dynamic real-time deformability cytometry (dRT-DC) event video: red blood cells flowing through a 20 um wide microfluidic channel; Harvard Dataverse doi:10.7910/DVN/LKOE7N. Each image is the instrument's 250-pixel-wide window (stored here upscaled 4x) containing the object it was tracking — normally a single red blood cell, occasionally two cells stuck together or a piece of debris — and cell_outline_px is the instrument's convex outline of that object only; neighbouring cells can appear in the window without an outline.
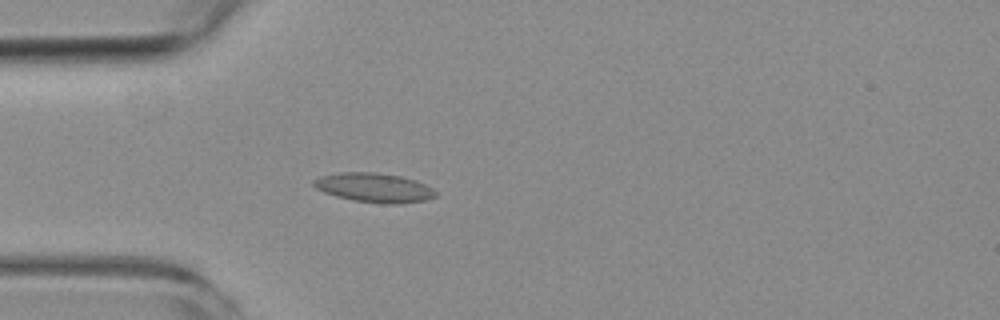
{"species": "common noctule bat (a hibernating species)", "species_latin": "Nyctalus noctula", "temperature_condition": "room temperature", "stored_images_in_passage": 4, "camera_frame_rate_fps": 3000, "um_per_image_px": 0.085, "animal": {"sex": "female", "body_mass_g": 19.3, "forearm_length_mm": 54.1}, "frame": {"image": 1, "passage_image": 4, "time_ms": 3.667, "image_size_px": [1000, 320], "cell_outline_px": [[436, 196], [424, 200], [400, 204], [384, 204], [352, 200], [336, 196], [324, 192], [316, 188], [312, 184], [312, 180], [320, 176], [340, 172], [376, 172], [400, 176], [416, 180], [432, 188], [436, 192]], "centroid_in_image_um": [31.78, 15.95], "position_along_channel_um": 53.2, "area_um2": 20.87}}